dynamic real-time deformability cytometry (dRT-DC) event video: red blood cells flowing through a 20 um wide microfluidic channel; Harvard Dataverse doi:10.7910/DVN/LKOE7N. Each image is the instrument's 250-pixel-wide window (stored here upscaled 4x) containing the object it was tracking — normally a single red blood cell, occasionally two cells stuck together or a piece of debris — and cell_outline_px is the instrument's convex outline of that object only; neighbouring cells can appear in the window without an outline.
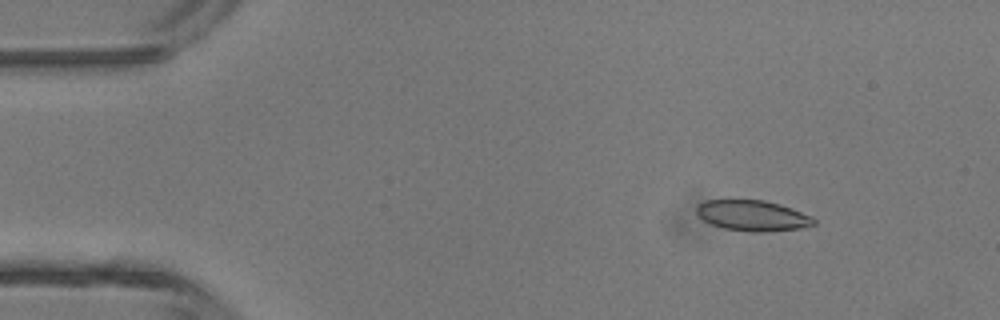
{"species": "common noctule bat (a hibernating species)", "species_latin": "Nyctalus noctula", "temperature_condition": "room temperature", "stored_images_in_passage": 3, "camera_frame_rate_fps": 3000, "um_per_image_px": 0.085, "animal": {"sex": "male", "body_mass_g": 13.3}, "frame": {"image": 1, "passage_image": 1, "time_ms": 0.0, "image_size_px": [1000, 320], "cell_outline_px": [[816, 224], [800, 228], [764, 232], [748, 232], [724, 228], [712, 224], [704, 220], [696, 212], [696, 204], [708, 200], [764, 200], [780, 204], [792, 208], [812, 216], [816, 220]], "centroid_in_image_um": [63.99, 18.32], "position_along_channel_um": 21.0, "area_um2": 20.98}}